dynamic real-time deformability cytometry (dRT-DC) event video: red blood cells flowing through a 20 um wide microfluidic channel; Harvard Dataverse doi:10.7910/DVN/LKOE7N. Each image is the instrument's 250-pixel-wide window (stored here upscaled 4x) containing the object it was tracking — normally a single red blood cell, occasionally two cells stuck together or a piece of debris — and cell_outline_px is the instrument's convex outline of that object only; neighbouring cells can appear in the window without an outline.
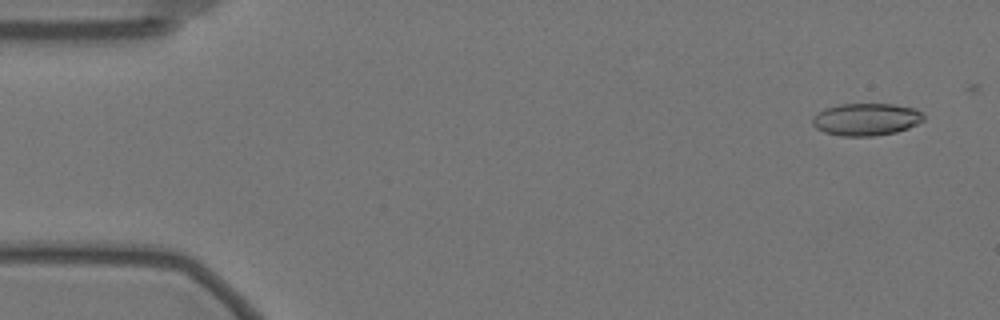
{"species": "Egyptian fruit bat (a non-hibernating species)", "species_latin": "Rousettus aegyptiacus", "temperature_condition": "warm", "stored_images_in_passage": 57, "camera_frame_rate_fps": 3000, "um_per_image_px": 0.085, "animal": {"sex": "female"}, "frame": {"image": 1, "passage_image": 3, "time_ms": 0.667, "image_size_px": [1000, 320], "cell_outline_px": [[924, 120], [908, 128], [896, 132], [872, 136], [840, 136], [824, 132], [816, 128], [812, 124], [812, 116], [824, 108], [840, 104], [892, 104], [916, 108], [924, 116]], "centroid_in_image_um": [73.6, 10.14], "position_along_channel_um": 11.4, "area_um2": 21.04}}
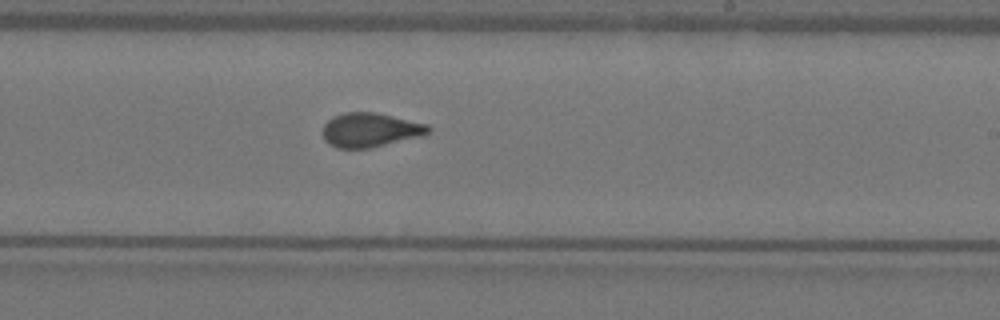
{"frame": {"image": 2, "passage_image": 34, "time_ms": 11.0, "image_size_px": [1000, 320], "cell_outline_px": [[432, 128], [428, 132], [420, 136], [372, 148], [336, 148], [328, 144], [324, 140], [320, 132], [324, 124], [332, 116], [344, 112], [376, 112], [428, 124]], "centroid_in_image_um": [31.41, 11.04], "position_along_channel_um": 257.6, "area_um2": 21.33}}
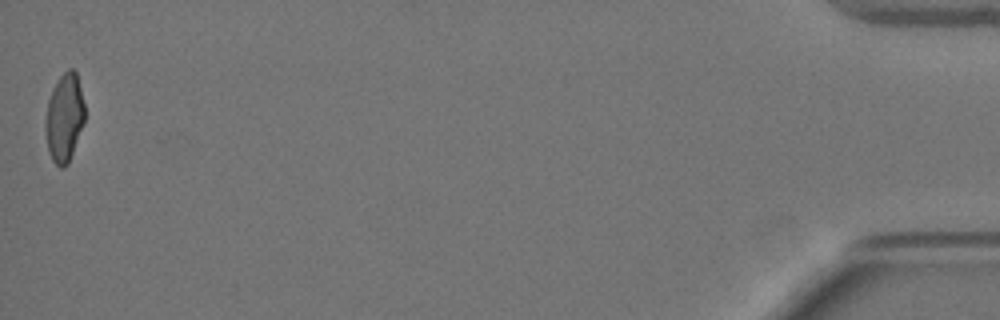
{"frame": {"image": 3, "passage_image": 57, "time_ms": 18.667, "image_size_px": [1000, 320], "cell_outline_px": [[84, 124], [68, 164], [64, 168], [60, 168], [52, 160], [48, 152], [44, 128], [44, 124], [48, 100], [52, 88], [60, 76], [68, 68], [72, 68], [76, 72], [84, 104]], "centroid_in_image_um": [5.45, 10.03], "position_along_channel_um": 429.7, "area_um2": 20.4}, "authors_computed_cell_mechanics": {"area_um2": 21.097, "velocity_mm_per_s": 3.5142, "shape_relaxation_time_tau1_ms": 7.6869, "shape_relaxation_time_tau2_ms": 0.9967, "deformation_change_tau1": 0.1933, "deformation_change_tau2": 0.0606}}